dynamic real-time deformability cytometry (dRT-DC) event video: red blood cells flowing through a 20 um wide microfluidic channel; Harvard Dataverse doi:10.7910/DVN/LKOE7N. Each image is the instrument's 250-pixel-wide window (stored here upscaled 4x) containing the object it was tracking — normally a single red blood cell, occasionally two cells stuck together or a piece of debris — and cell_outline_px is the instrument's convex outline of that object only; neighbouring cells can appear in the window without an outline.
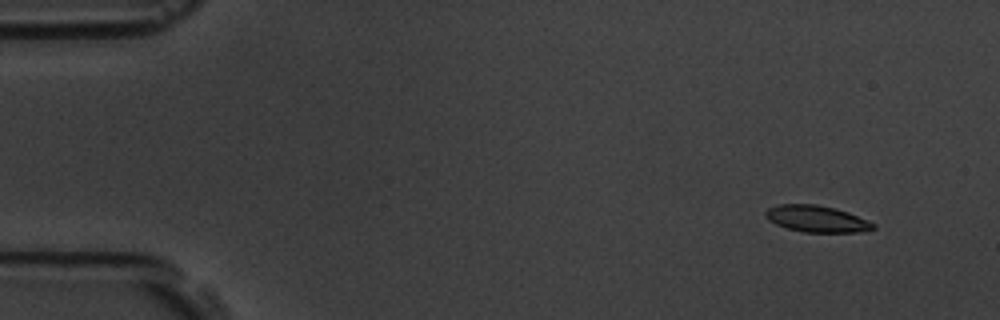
{"species": "common noctule bat (a hibernating species)", "species_latin": "Nyctalus noctula", "temperature_condition": "room temperature", "stored_images_in_passage": 6, "camera_frame_rate_fps": 3000, "um_per_image_px": 0.085, "animal": {"sex": "male", "body_mass_g": 19.5, "forearm_length_mm": 54.6}, "frame": {"image": 1, "passage_image": 2, "time_ms": 0.333, "image_size_px": [1000, 320], "cell_outline_px": [[876, 228], [860, 232], [804, 232], [788, 228], [776, 224], [768, 220], [764, 216], [764, 212], [768, 208], [776, 204], [816, 204], [848, 212], [876, 224]], "centroid_in_image_um": [69.39, 18.6], "position_along_channel_um": 15.6, "area_um2": 16.65}}
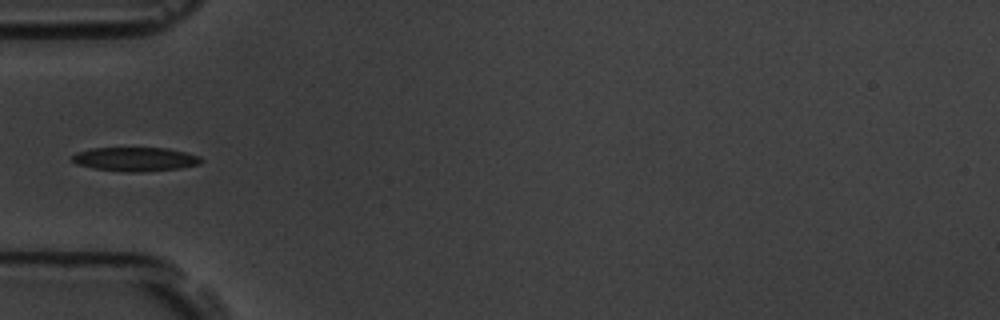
{"frame": {"image": 2, "passage_image": 6, "time_ms": 1.667, "image_size_px": [1000, 320], "cell_outline_px": [[204, 160], [200, 164], [180, 168], [140, 172], [128, 172], [96, 168], [76, 164], [72, 160], [72, 156], [76, 152], [92, 148], [168, 148], [200, 156]], "centroid_in_image_um": [11.52, 13.52], "position_along_channel_um": 73.5, "area_um2": 17.92}}